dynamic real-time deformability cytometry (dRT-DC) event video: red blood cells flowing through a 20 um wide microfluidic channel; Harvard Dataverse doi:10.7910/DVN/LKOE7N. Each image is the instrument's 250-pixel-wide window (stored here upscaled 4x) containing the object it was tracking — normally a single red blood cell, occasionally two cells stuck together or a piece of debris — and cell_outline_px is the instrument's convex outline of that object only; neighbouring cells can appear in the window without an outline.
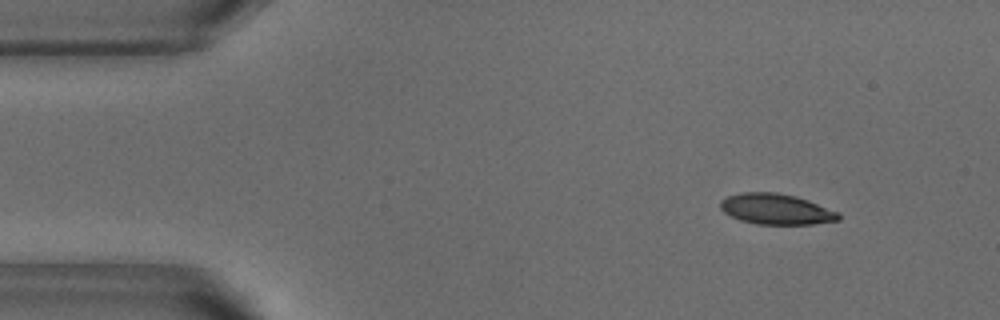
{"species": "common noctule bat (a hibernating species)", "species_latin": "Nyctalus noctula", "temperature_condition": "warm", "stored_images_in_passage": 47, "camera_frame_rate_fps": 3000, "um_per_image_px": 0.085, "animal": {"sex": "male", "body_mass_g": 18.8}, "frame": {"image": 1, "passage_image": 1, "time_ms": 0.0, "image_size_px": [1000, 320], "cell_outline_px": [[840, 220], [812, 224], [756, 224], [740, 220], [724, 212], [720, 208], [720, 200], [728, 196], [740, 192], [776, 192], [796, 196], [836, 212], [840, 216]], "centroid_in_image_um": [65.91, 17.77], "position_along_channel_um": 19.1, "area_um2": 20.87}}
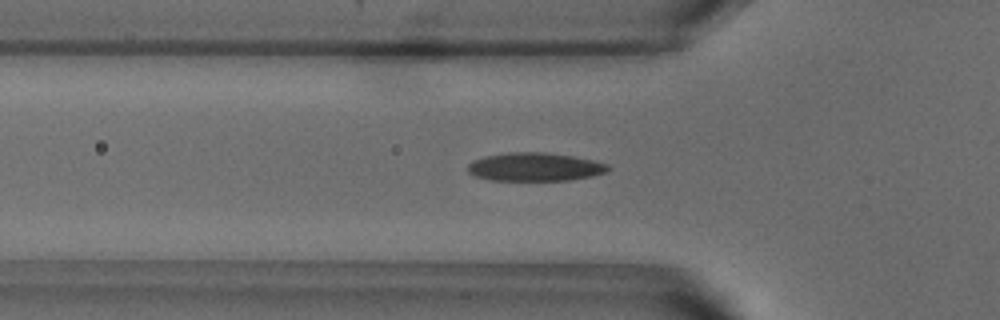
{"frame": {"image": 2, "passage_image": 12, "time_ms": 3.667, "image_size_px": [1000, 320], "cell_outline_px": [[612, 168], [604, 172], [592, 176], [568, 180], [488, 180], [476, 176], [468, 172], [468, 164], [472, 160], [484, 156], [508, 152], [544, 152], [572, 156], [592, 160], [608, 164]], "centroid_in_image_um": [45.44, 14.18], "position_along_channel_um": 80.4, "area_um2": 23.18}}
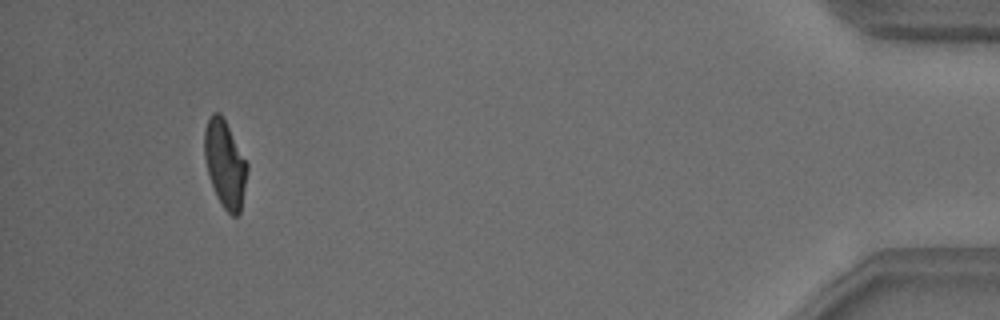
{"frame": {"image": 3, "passage_image": 44, "time_ms": 14.333, "image_size_px": [1000, 320], "cell_outline_px": [[248, 168], [240, 212], [236, 216], [232, 216], [224, 208], [216, 196], [208, 172], [204, 156], [204, 132], [208, 120], [212, 112], [220, 112], [248, 164]], "centroid_in_image_um": [19.12, 13.93], "position_along_channel_um": 416.1, "area_um2": 21.33}, "authors_computed_cell_mechanics": {"area_um2": 22.4842, "velocity_mm_per_s": 3.8211, "shape_relaxation_time_tau1_ms": 5.0564, "shape_relaxation_time_tau2_ms": 1.3993, "deformation_change_tau1": 0.1924, "deformation_change_tau2": 0.0575}}